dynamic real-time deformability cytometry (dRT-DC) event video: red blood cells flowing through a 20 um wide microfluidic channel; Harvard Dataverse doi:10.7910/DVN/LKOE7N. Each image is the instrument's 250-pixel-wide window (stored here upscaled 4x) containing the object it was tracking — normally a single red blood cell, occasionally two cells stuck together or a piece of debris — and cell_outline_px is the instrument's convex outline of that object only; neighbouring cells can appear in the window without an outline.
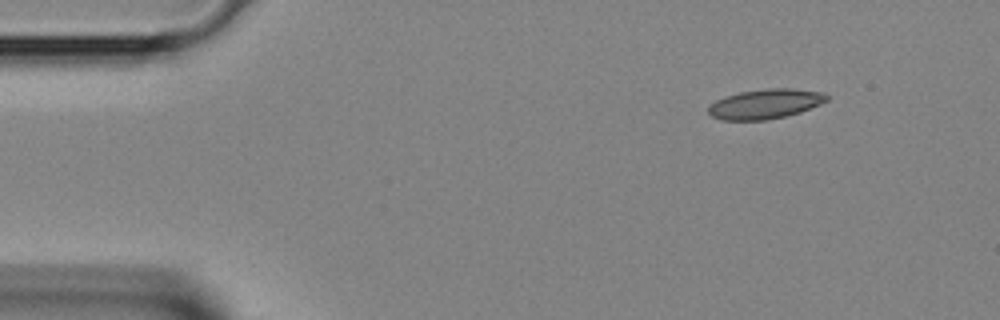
{"species": "Egyptian fruit bat (a non-hibernating species)", "species_latin": "Rousettus aegyptiacus", "temperature_condition": "room temperature", "stored_images_in_passage": 4, "segment_of_instrument_passage": [1, 2], "camera_frame_rate_fps": 3000, "um_per_image_px": 0.085, "animal": {"sex": "female"}, "frame": {"image": 1, "passage_image": 2, "time_ms": 0.333, "image_size_px": [1000, 320], "cell_outline_px": [[828, 100], [820, 104], [800, 112], [768, 120], [724, 120], [712, 116], [708, 112], [708, 104], [724, 96], [740, 92], [768, 88], [792, 88], [824, 92], [828, 96]], "centroid_in_image_um": [65.04, 8.82], "position_along_channel_um": 20.0, "area_um2": 20.58}}